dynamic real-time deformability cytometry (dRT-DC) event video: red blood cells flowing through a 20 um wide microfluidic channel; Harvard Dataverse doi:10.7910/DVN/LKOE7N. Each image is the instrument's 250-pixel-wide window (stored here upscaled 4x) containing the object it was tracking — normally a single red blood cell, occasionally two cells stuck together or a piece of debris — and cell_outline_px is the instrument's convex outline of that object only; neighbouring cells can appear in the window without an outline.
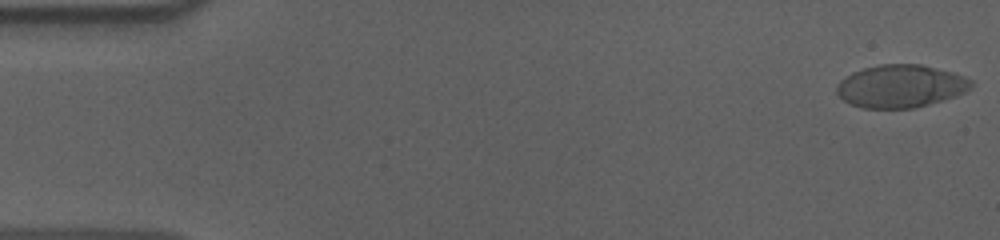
{"species": "human", "species_latin": "Homo sapiens", "temperature_condition": "cold", "stored_images_in_passage": 56, "camera_frame_rate_fps": 3000, "um_per_image_px": 0.085, "donor": {"sex": "male"}, "frame": {"image": 1, "passage_image": 1, "time_ms": 0.0, "image_size_px": [1000, 240], "cell_outline_px": [[972, 84], [964, 92], [956, 96], [928, 104], [912, 108], [864, 108], [852, 104], [844, 100], [836, 92], [836, 84], [840, 80], [852, 72], [864, 68], [880, 64], [920, 64], [952, 72], [964, 76], [972, 80]], "centroid_in_image_um": [76.53, 7.32], "position_along_channel_um": 8.5, "area_um2": 33.29}}
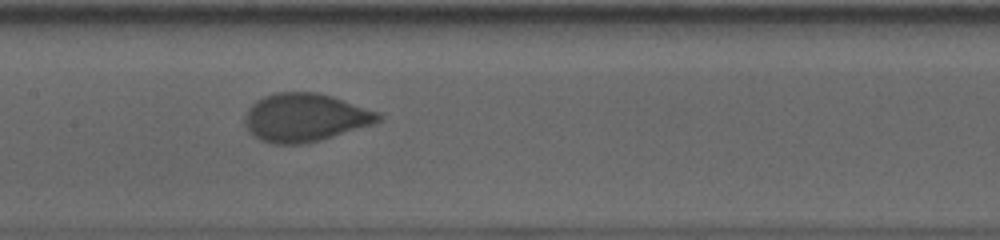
{"frame": {"image": 2, "passage_image": 27, "time_ms": 8.667, "image_size_px": [1000, 240], "cell_outline_px": [[384, 116], [376, 124], [320, 140], [304, 144], [276, 144], [260, 140], [252, 136], [248, 132], [244, 124], [244, 116], [248, 108], [256, 100], [264, 96], [276, 92], [316, 92], [332, 96], [380, 112]], "centroid_in_image_um": [25.93, 9.99], "position_along_channel_um": 181.5, "area_um2": 37.97}}
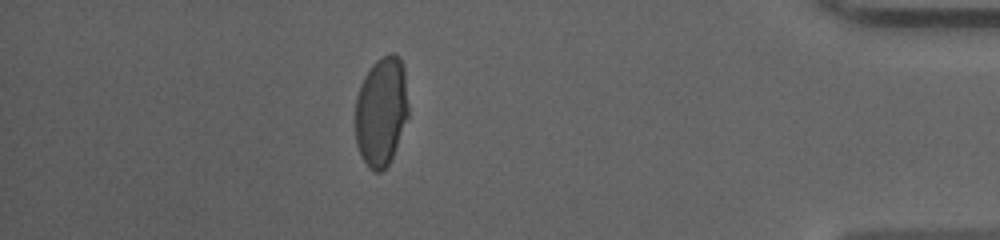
{"frame": {"image": 3, "passage_image": 49, "time_ms": 16.0, "image_size_px": [1000, 240], "cell_outline_px": [[408, 116], [392, 156], [388, 164], [380, 172], [372, 172], [368, 168], [360, 156], [356, 144], [356, 96], [360, 84], [364, 76], [372, 64], [376, 60], [388, 52], [396, 52], [400, 56], [404, 68], [408, 104]], "centroid_in_image_um": [32.4, 9.43], "position_along_channel_um": 402.8, "area_um2": 34.16}, "authors_computed_cell_mechanics": {"area_um2": 36.414, "velocity_mm_per_s": 3.6199, "shape_relaxation_time_tau1_ms": 7.9743, "shape_relaxation_time_tau2_ms": null, "deformation_change_tau1": 0.1798, "deformation_change_tau2": null}}